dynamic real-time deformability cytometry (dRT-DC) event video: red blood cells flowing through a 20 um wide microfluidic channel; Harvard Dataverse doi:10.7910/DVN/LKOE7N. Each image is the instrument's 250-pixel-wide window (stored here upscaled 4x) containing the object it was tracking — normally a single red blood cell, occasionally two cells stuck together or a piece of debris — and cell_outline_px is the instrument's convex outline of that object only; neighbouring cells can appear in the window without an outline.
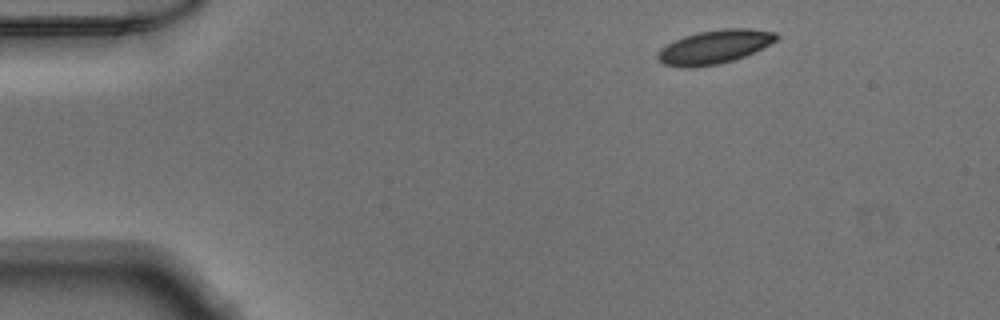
{"species": "Egyptian fruit bat (a non-hibernating species)", "species_latin": "Rousettus aegyptiacus", "temperature_condition": "warm", "stored_images_in_passage": 44, "camera_frame_rate_fps": 3000, "um_per_image_px": 0.085, "animal": {"sex": "male"}, "frame": {"image": 1, "passage_image": 1, "time_ms": 0.0, "image_size_px": [1000, 320], "cell_outline_px": [[780, 36], [776, 40], [744, 56], [720, 64], [692, 68], [684, 68], [664, 64], [656, 56], [660, 48], [684, 36], [700, 32], [724, 28], [748, 28], [776, 32]], "centroid_in_image_um": [60.72, 3.99], "position_along_channel_um": 24.3, "area_um2": 23.06}}
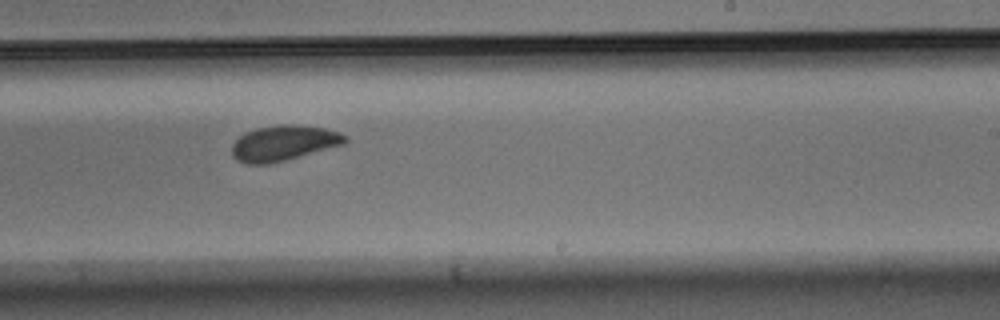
{"frame": {"image": 2, "passage_image": 25, "time_ms": 8.0, "image_size_px": [1000, 320], "cell_outline_px": [[348, 140], [344, 144], [284, 160], [268, 164], [248, 164], [236, 160], [232, 156], [232, 144], [244, 132], [256, 128], [280, 124], [292, 124], [324, 128], [340, 132], [348, 136]], "centroid_in_image_um": [24.1, 12.15], "position_along_channel_um": 264.9, "area_um2": 23.29}}
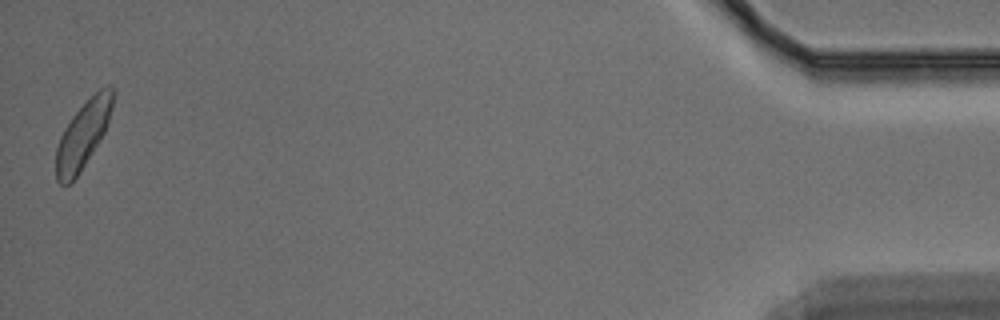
{"frame": {"image": 3, "passage_image": 44, "time_ms": 14.333, "image_size_px": [1000, 320], "cell_outline_px": [[112, 108], [104, 132], [100, 140], [80, 172], [68, 184], [60, 184], [56, 180], [56, 148], [60, 136], [64, 128], [72, 116], [100, 88], [108, 84], [112, 84]], "centroid_in_image_um": [7.03, 11.47], "position_along_channel_um": 428.2, "area_um2": 21.73}}